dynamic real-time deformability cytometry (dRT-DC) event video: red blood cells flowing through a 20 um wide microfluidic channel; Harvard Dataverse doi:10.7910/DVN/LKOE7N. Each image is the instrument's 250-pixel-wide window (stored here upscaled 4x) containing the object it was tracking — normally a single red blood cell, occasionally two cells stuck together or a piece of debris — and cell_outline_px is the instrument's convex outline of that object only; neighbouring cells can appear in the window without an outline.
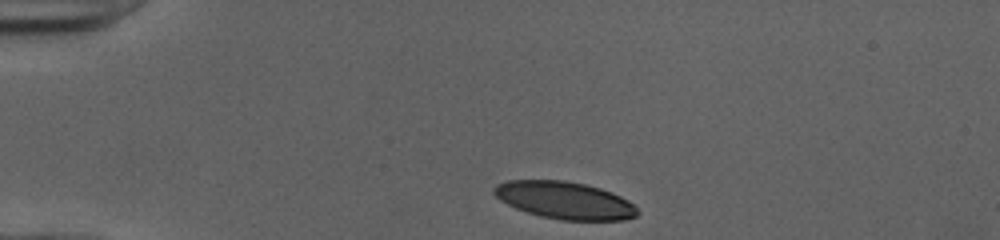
{"species": "human", "species_latin": "Homo sapiens", "temperature_condition": "cold", "stored_images_in_passage": 34, "camera_frame_rate_fps": 3000, "um_per_image_px": 0.085, "donor": {"sex": "female"}, "frame": {"image": 1, "passage_image": 1, "time_ms": 0.0, "image_size_px": [1000, 240], "cell_outline_px": [[640, 212], [636, 216], [624, 220], [560, 220], [540, 216], [516, 208], [500, 200], [492, 192], [492, 188], [496, 184], [508, 180], [564, 180], [584, 184], [600, 188], [612, 192], [628, 200]], "centroid_in_image_um": [47.99, 17.02], "position_along_channel_um": 37.0, "area_um2": 31.21}}
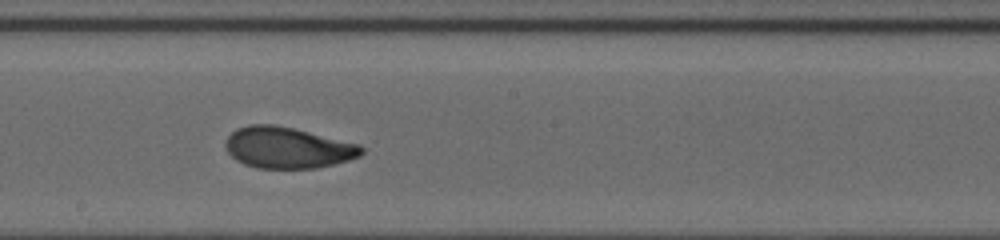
{"frame": {"image": 2, "passage_image": 19, "time_ms": 6.0, "image_size_px": [1000, 240], "cell_outline_px": [[364, 152], [360, 156], [348, 160], [316, 168], [256, 168], [244, 164], [236, 160], [228, 152], [224, 144], [228, 136], [236, 128], [248, 124], [276, 124], [360, 144], [364, 148]], "centroid_in_image_um": [24.43, 12.54], "position_along_channel_um": 223.8, "area_um2": 32.71}}
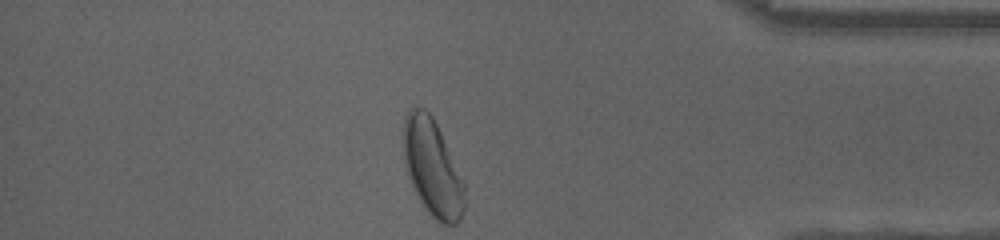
{"frame": {"image": 3, "passage_image": 34, "time_ms": 11.0, "image_size_px": [1000, 240], "cell_outline_px": [[464, 212], [460, 220], [456, 224], [444, 224], [436, 220], [428, 212], [420, 200], [408, 176], [404, 164], [404, 116], [408, 108], [424, 108], [432, 116], [464, 180]], "centroid_in_image_um": [36.76, 14.27], "position_along_channel_um": 398.4, "area_um2": 34.1}, "authors_computed_cell_mechanics": {"area_um2": 32.7437, "velocity_mm_per_s": 3.9974, "shape_relaxation_time_tau1_ms": 4.2784, "shape_relaxation_time_tau2_ms": 1.4611, "deformation_change_tau1": 0.1996, "deformation_change_tau2": 0.0712}}